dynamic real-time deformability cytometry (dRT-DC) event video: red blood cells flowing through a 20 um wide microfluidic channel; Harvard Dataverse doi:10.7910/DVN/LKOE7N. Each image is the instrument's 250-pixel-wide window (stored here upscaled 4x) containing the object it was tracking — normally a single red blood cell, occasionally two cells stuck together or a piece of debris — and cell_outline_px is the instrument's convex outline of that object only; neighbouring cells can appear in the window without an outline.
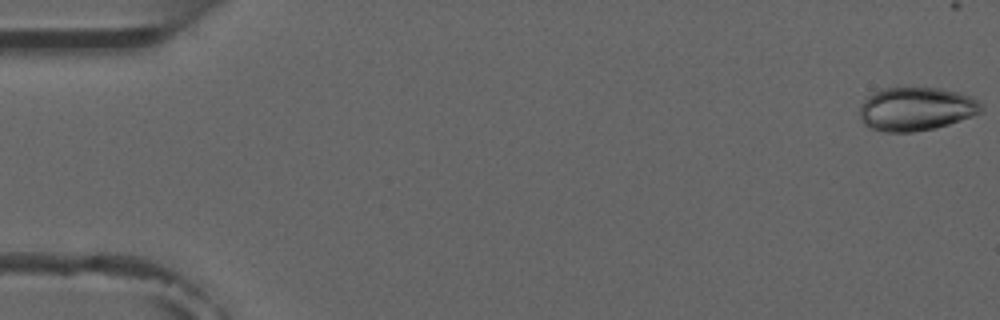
{"species": "common noctule bat (a hibernating species)", "species_latin": "Nyctalus noctula", "temperature_condition": "room temperature", "stored_images_in_passage": 5, "camera_frame_rate_fps": 3000, "um_per_image_px": 0.085, "animal": {"sex": "male", "forearm_length_mm": 52.5}, "frame": {"image": 1, "passage_image": 1, "time_ms": 0.0, "image_size_px": [1000, 320], "cell_outline_px": [[984, 104], [980, 112], [972, 116], [936, 128], [912, 132], [884, 132], [868, 128], [860, 120], [860, 104], [868, 96], [884, 88], [940, 88], [972, 96]], "centroid_in_image_um": [77.86, 9.27], "position_along_channel_um": 7.1, "area_um2": 30.92}}